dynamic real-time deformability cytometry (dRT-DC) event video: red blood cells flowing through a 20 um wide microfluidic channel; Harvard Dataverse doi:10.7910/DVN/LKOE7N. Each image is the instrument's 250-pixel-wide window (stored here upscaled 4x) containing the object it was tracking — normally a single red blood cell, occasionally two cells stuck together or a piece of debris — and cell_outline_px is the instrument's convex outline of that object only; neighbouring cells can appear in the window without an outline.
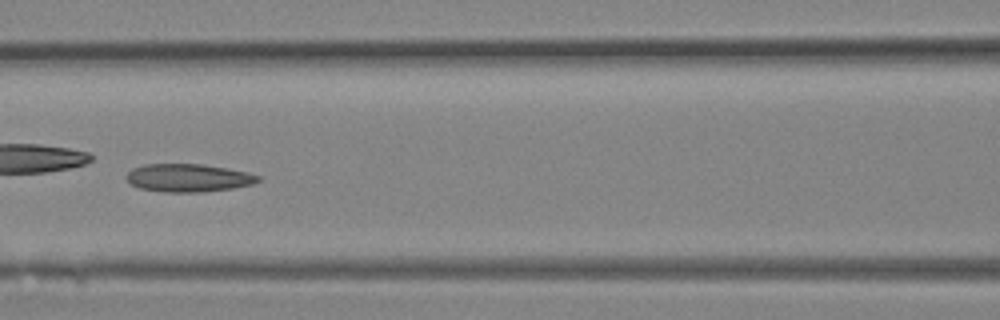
{"species": "Egyptian fruit bat (a non-hibernating species)", "species_latin": "Rousettus aegyptiacus", "temperature_condition": "room temperature", "stored_images_in_passage": 9, "camera_frame_rate_fps": 3000, "um_per_image_px": 0.085, "animal": {"sex": "female"}, "frame": {"image": 1, "passage_image": 6, "time_ms": 1.667, "image_size_px": [1000, 320], "cell_outline_px": [[260, 180], [252, 184], [232, 188], [200, 192], [164, 192], [140, 188], [128, 184], [124, 176], [132, 168], [144, 164], [204, 164], [228, 168], [248, 172], [260, 176]], "centroid_in_image_um": [15.96, 15.11], "position_along_channel_um": 150.6, "area_um2": 21.68}}
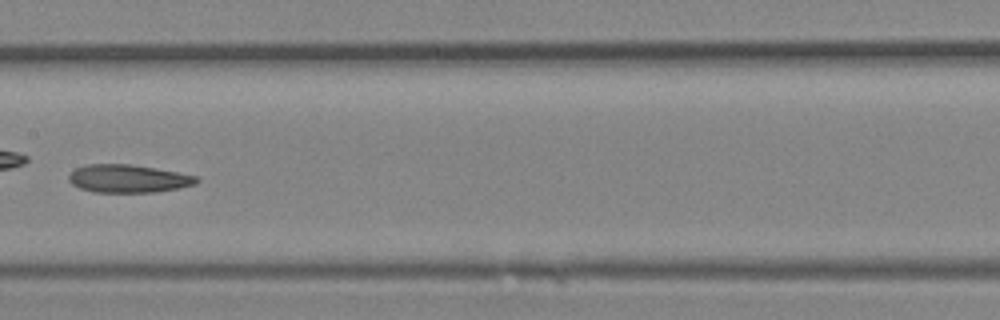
{"frame": {"image": 2, "passage_image": 8, "time_ms": 2.333, "image_size_px": [1000, 320], "cell_outline_px": [[200, 180], [196, 184], [180, 188], [156, 192], [96, 192], [80, 188], [72, 184], [68, 180], [68, 176], [76, 168], [88, 164], [128, 164], [176, 172], [196, 176]], "centroid_in_image_um": [10.9, 15.19], "position_along_channel_um": 196.5, "area_um2": 20.63}}